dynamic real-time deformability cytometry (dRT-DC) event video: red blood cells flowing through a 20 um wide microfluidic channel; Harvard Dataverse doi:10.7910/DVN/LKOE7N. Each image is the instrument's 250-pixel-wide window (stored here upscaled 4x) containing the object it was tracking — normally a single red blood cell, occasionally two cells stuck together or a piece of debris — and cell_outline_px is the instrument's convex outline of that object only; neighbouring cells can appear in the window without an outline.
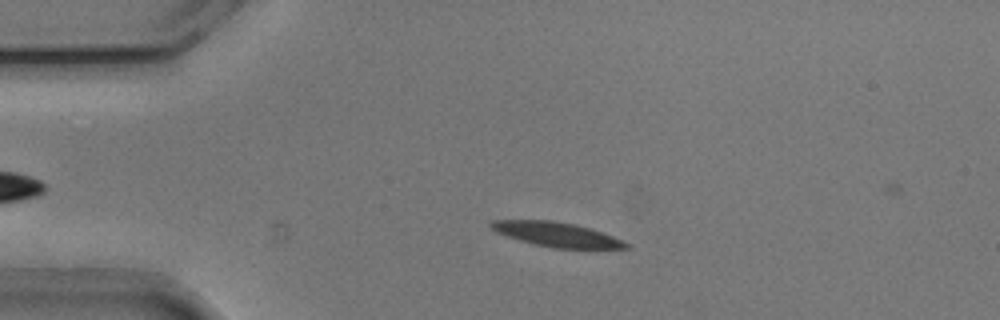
{"species": "common noctule bat (a hibernating species)", "species_latin": "Nyctalus noctula", "temperature_condition": "cold", "stored_images_in_passage": 16, "camera_frame_rate_fps": 3000, "um_per_image_px": 0.085, "animal": {"sex": "male", "body_mass_g": 20.5, "forearm_length_mm": 52.5}, "frame": {"image": 1, "passage_image": 11, "time_ms": 3.333, "image_size_px": [1000, 320], "cell_outline_px": [[632, 244], [628, 248], [556, 248], [536, 244], [520, 240], [496, 232], [488, 224], [492, 220], [552, 220], [576, 224], [612, 236]], "centroid_in_image_um": [47.31, 19.91], "position_along_channel_um": 37.7, "area_um2": 18.96}}